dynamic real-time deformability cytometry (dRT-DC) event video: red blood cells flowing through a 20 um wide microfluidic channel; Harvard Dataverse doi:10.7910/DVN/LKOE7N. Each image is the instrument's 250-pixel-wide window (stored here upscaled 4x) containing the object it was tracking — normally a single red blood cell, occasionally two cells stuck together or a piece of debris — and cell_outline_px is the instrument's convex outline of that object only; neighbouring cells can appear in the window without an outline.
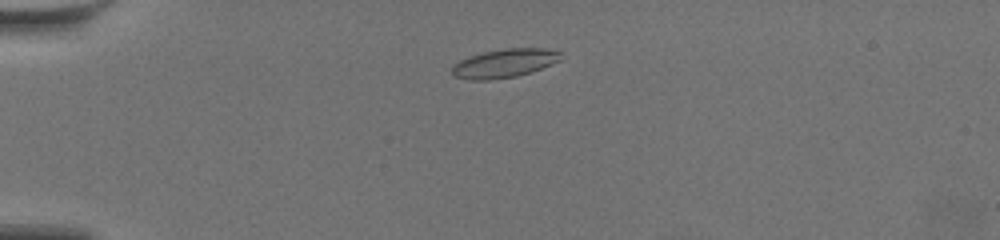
{"species": "common noctule bat (a hibernating species)", "species_latin": "Nyctalus noctula", "temperature_condition": "warm", "stored_images_in_passage": 47, "camera_frame_rate_fps": 3000, "um_per_image_px": 0.085, "animal": {"sex": "female", "body_mass_g": 19.5, "forearm_length_mm": 54.1}, "frame": {"image": 1, "passage_image": 3, "time_ms": 0.667, "image_size_px": [1000, 240], "cell_outline_px": [[560, 60], [552, 64], [532, 72], [516, 76], [488, 80], [468, 80], [456, 76], [452, 72], [452, 64], [460, 60], [484, 52], [504, 48], [544, 48], [560, 52]], "centroid_in_image_um": [42.87, 5.38], "position_along_channel_um": 42.1, "area_um2": 18.03}}
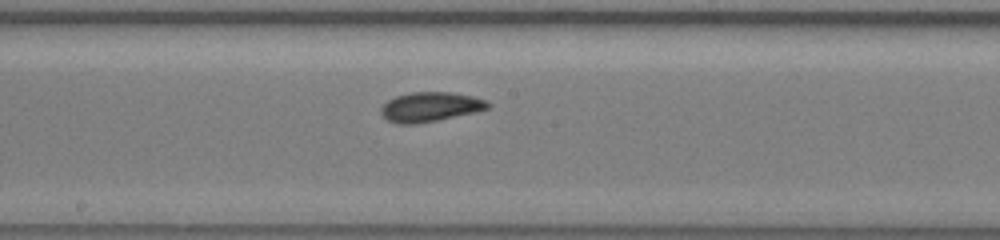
{"frame": {"image": 2, "passage_image": 21, "time_ms": 6.667, "image_size_px": [1000, 240], "cell_outline_px": [[492, 104], [488, 108], [476, 112], [416, 124], [396, 124], [388, 120], [380, 112], [380, 108], [388, 100], [396, 96], [412, 92], [448, 92], [472, 96], [484, 100]], "centroid_in_image_um": [36.55, 9.09], "position_along_channel_um": 211.6, "area_um2": 18.26}}
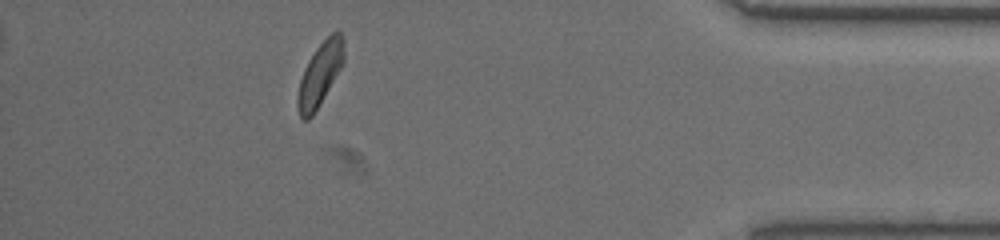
{"frame": {"image": 3, "passage_image": 41, "time_ms": 13.333, "image_size_px": [1000, 240], "cell_outline_px": [[344, 64], [312, 116], [308, 120], [304, 120], [300, 116], [296, 104], [296, 100], [300, 80], [304, 68], [308, 60], [316, 48], [332, 32], [340, 32], [344, 40]], "centroid_in_image_um": [27.2, 6.31], "position_along_channel_um": 408.0, "area_um2": 17.05}, "authors_computed_cell_mechanics": {"area_um2": 17.918, "velocity_mm_per_s": 3.5532, "shape_relaxation_time_tau1_ms": 2.8922, "shape_relaxation_time_tau2_ms": 2.7951, "deformation_change_tau1": 0.1066, "deformation_change_tau2": 0.101}}